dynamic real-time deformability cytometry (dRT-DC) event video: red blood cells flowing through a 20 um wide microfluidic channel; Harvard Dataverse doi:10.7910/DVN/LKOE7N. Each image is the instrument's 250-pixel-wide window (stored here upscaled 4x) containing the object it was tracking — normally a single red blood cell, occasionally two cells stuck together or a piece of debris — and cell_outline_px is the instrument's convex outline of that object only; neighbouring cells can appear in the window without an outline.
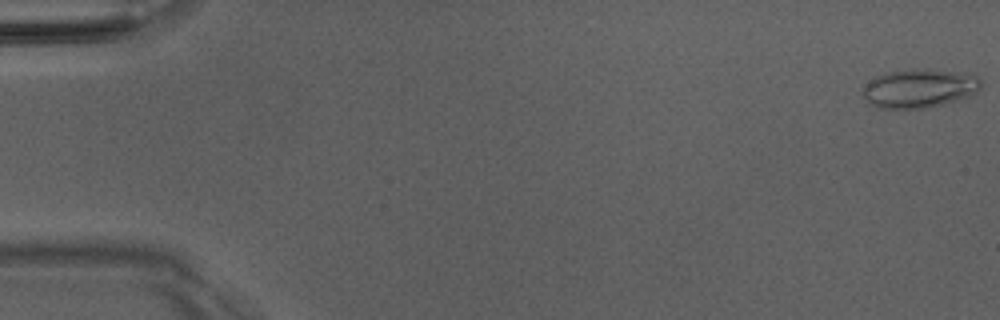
{"species": "Egyptian fruit bat (a non-hibernating species)", "species_latin": "Rousettus aegyptiacus", "temperature_condition": "room temperature", "stored_images_in_passage": 51, "camera_frame_rate_fps": 3000, "um_per_image_px": 0.085, "animal": {"sex": "male"}, "frame": {"image": 1, "passage_image": 1, "time_ms": 0.0, "image_size_px": [1000, 320], "cell_outline_px": [[980, 88], [972, 96], [944, 104], [928, 108], [876, 108], [860, 96], [864, 84], [876, 76], [884, 72], [912, 68], [928, 68], [968, 72], [976, 76], [980, 80]], "centroid_in_image_um": [78.13, 7.49], "position_along_channel_um": 6.9, "area_um2": 27.57}}
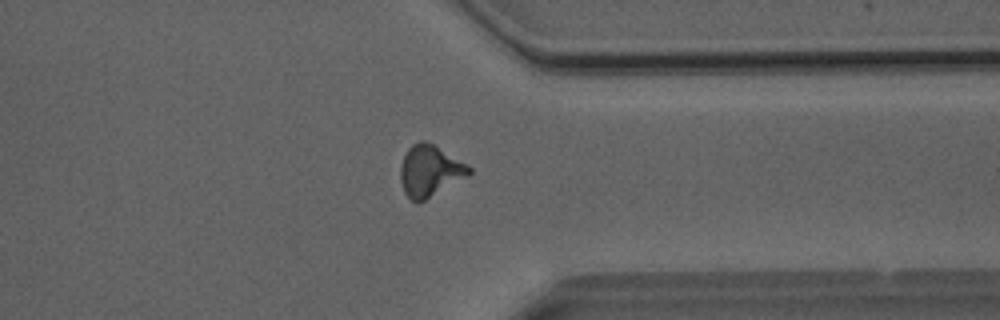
{"frame": {"image": 2, "passage_image": 40, "time_ms": 13.0, "image_size_px": [1000, 320], "cell_outline_px": [[472, 172], [468, 176], [424, 200], [416, 204], [404, 192], [400, 180], [400, 168], [404, 156], [408, 148], [412, 144], [420, 140], [424, 140], [432, 144], [468, 164], [472, 168]], "centroid_in_image_um": [36.53, 14.52], "position_along_channel_um": 374.9, "area_um2": 20.4}}
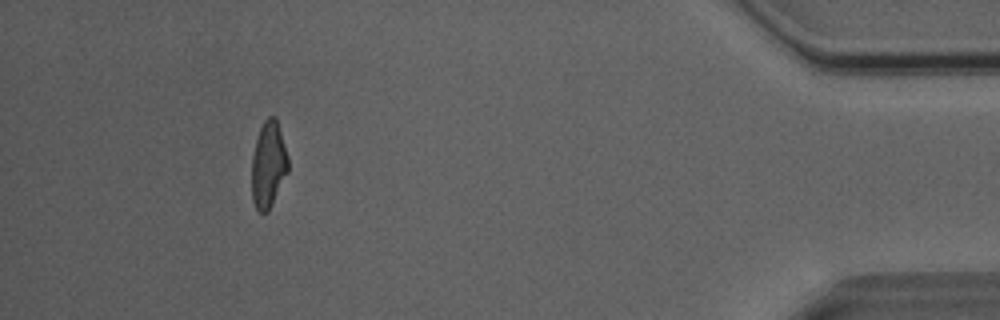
{"frame": {"image": 3, "passage_image": 47, "time_ms": 15.333, "image_size_px": [1000, 320], "cell_outline_px": [[288, 172], [268, 212], [260, 212], [256, 208], [252, 200], [252, 156], [256, 140], [260, 128], [264, 120], [268, 116], [276, 116], [288, 156]], "centroid_in_image_um": [22.82, 13.98], "position_along_channel_um": 412.4, "area_um2": 18.32}, "authors_computed_cell_mechanics": {"area_um2": 19.4786, "velocity_mm_per_s": 4.0768, "shape_relaxation_time_tau1_ms": 7.1222, "shape_relaxation_time_tau2_ms": 2.1283, "deformation_change_tau1": 0.2469, "deformation_change_tau2": 0.1161}}